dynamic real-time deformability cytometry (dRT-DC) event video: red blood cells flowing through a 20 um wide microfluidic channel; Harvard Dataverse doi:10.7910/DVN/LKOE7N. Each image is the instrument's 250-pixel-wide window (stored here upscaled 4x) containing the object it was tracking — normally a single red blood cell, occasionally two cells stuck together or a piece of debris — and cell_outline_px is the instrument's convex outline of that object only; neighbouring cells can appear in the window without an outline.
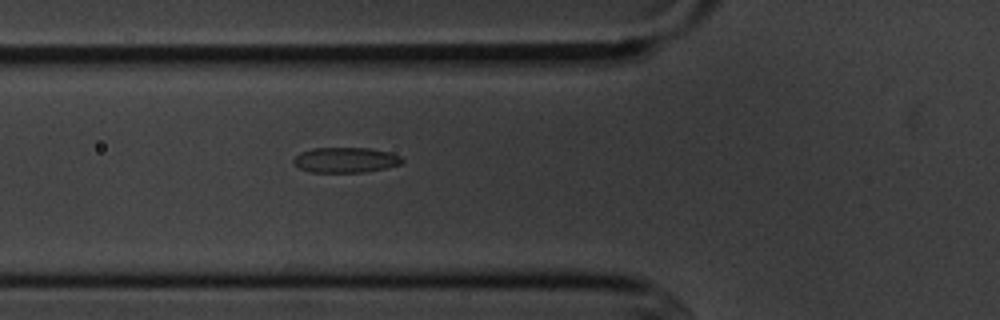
{"species": "common noctule bat (a hibernating species)", "species_latin": "Nyctalus noctula", "temperature_condition": "cold", "stored_images_in_passage": 2, "camera_frame_rate_fps": 3000, "um_per_image_px": 0.085, "animal": {"sex": "male", "body_mass_g": 20.1, "forearm_length_mm": 53.5}, "frame": {"image": 1, "passage_image": 2, "time_ms": 1.0, "image_size_px": [1000, 320], "cell_outline_px": [[404, 160], [400, 164], [384, 168], [364, 172], [308, 172], [292, 164], [292, 160], [300, 152], [312, 148], [368, 148], [388, 152], [400, 156]], "centroid_in_image_um": [29.32, 13.6], "position_along_channel_um": 96.5, "area_um2": 15.95}}